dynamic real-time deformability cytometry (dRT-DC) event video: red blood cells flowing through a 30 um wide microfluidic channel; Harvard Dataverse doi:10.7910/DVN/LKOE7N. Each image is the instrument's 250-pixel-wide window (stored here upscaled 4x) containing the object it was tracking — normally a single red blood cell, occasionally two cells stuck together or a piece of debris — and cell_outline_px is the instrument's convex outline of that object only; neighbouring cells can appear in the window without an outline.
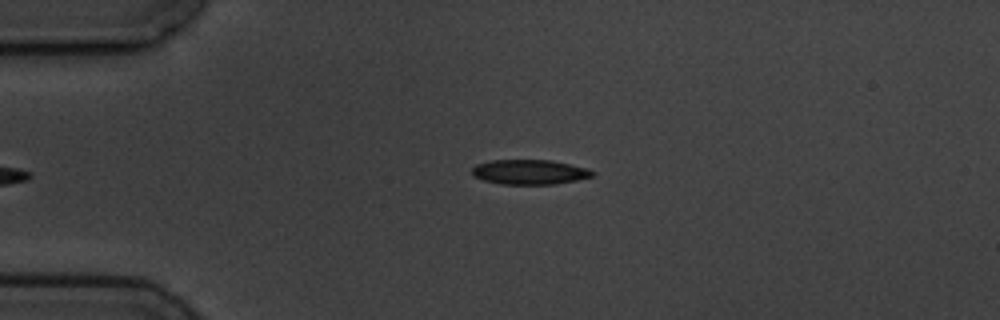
{"species": "common noctule bat (a hibernating species)", "species_latin": "Nyctalus noctula", "temperature_condition": "cold", "stored_images_in_passage": 6, "camera_frame_rate_fps": 3000, "um_per_image_px": 0.085, "animal": {"sex": "male", "body_mass_g": 19.5, "forearm_length_mm": 54.6}, "frame": {"image": 1, "passage_image": 6, "time_ms": 6.333, "image_size_px": [1000, 320], "cell_outline_px": [[596, 172], [592, 176], [576, 180], [556, 184], [500, 184], [484, 180], [472, 176], [472, 168], [476, 164], [492, 160], [552, 160], [588, 168]], "centroid_in_image_um": [45.01, 14.62], "position_along_channel_um": 40.0, "area_um2": 17.46}}